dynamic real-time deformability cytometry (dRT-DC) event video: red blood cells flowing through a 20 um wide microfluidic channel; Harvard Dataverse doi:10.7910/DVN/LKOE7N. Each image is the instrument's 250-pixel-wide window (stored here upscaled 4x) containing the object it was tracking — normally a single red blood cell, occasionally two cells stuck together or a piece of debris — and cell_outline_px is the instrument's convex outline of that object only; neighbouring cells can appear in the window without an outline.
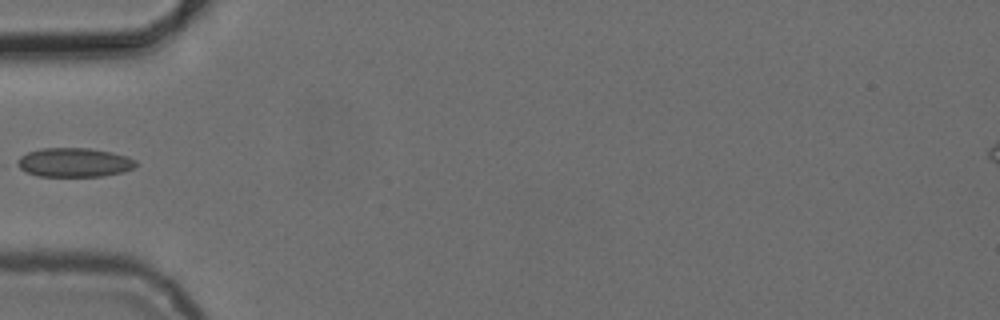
{"species": "common noctule bat (a hibernating species)", "species_latin": "Nyctalus noctula", "temperature_condition": "cold", "stored_images_in_passage": 6, "camera_frame_rate_fps": 3000, "um_per_image_px": 0.085, "animal": {"sex": "female", "body_mass_g": 24.6, "forearm_length_mm": 56.2}, "frame": {"image": 1, "passage_image": 6, "time_ms": 5.667, "image_size_px": [1000, 320], "cell_outline_px": [[136, 164], [132, 168], [124, 172], [100, 176], [40, 176], [28, 172], [12, 164], [20, 156], [28, 152], [40, 148], [88, 148], [112, 152], [128, 156], [136, 160]], "centroid_in_image_um": [6.27, 13.8], "position_along_channel_um": 78.7, "area_um2": 20.17}}